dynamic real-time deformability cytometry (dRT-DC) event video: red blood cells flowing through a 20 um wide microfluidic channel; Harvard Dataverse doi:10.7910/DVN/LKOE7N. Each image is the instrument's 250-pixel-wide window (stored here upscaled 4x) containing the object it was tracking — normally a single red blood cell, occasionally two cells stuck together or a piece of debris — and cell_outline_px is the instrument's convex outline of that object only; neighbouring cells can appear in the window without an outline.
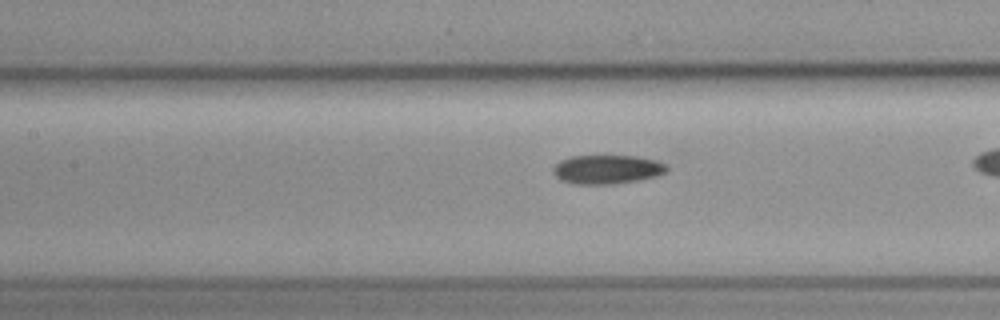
{"species": "common noctule bat (a hibernating species)", "species_latin": "Nyctalus noctula", "temperature_condition": "cold", "stored_images_in_passage": 7, "camera_frame_rate_fps": 3000, "um_per_image_px": 0.085, "animal": {"sex": "female", "body_mass_g": 19.3, "forearm_length_mm": 54.1}, "frame": {"image": 1, "passage_image": 6, "time_ms": 7.0, "image_size_px": [1000, 320], "cell_outline_px": [[668, 168], [664, 172], [656, 176], [636, 180], [612, 184], [576, 184], [560, 180], [552, 172], [552, 168], [560, 160], [572, 156], [636, 156], [656, 160], [668, 164]], "centroid_in_image_um": [51.58, 14.39], "position_along_channel_um": 155.8, "area_um2": 19.13}}